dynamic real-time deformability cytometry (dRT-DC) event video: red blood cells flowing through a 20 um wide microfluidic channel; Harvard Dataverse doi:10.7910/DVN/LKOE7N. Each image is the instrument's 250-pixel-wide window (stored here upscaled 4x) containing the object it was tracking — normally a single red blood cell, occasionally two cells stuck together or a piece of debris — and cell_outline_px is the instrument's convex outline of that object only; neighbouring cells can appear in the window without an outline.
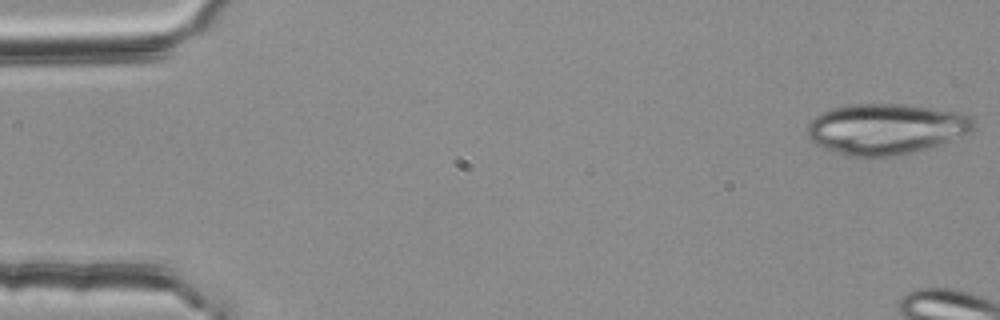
{"species": "common noctule bat (a hibernating species)", "species_latin": "Nyctalus noctula", "temperature_condition": "room temperature", "stored_images_in_passage": 4, "camera_frame_rate_fps": 3000, "um_per_image_px": 0.085, "animal": {"sex": "female", "body_mass_g": 25.1}, "frame": {"image": 1, "passage_image": 1, "time_ms": 0.0, "image_size_px": [1000, 320], "cell_outline_px": [[976, 128], [972, 132], [924, 148], [884, 160], [848, 156], [824, 148], [816, 144], [808, 136], [808, 124], [820, 112], [832, 108], [848, 104], [908, 104], [960, 112], [968, 116], [972, 120]], "centroid_in_image_um": [75.27, 10.97], "position_along_channel_um": 9.7, "area_um2": 49.53}}